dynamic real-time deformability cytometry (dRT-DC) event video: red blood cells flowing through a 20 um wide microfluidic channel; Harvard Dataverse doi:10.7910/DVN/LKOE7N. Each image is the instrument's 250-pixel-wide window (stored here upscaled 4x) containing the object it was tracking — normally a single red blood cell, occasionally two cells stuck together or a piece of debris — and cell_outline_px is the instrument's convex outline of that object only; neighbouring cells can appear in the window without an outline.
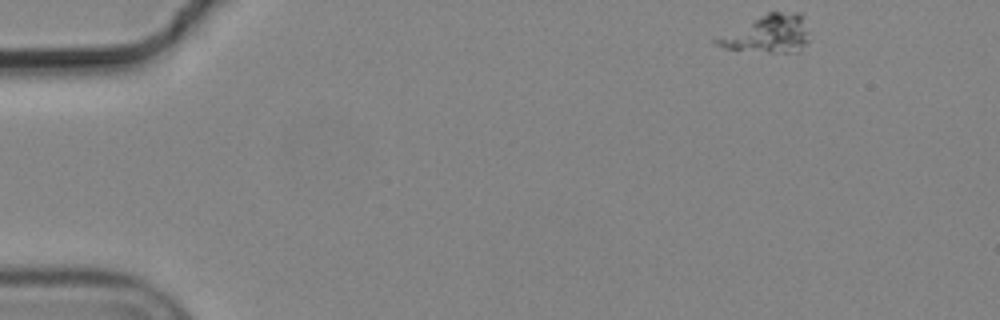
{"species": "common noctule bat (a hibernating species)", "species_latin": "Nyctalus noctula", "temperature_condition": "cold", "stored_images_in_passage": 53, "camera_frame_rate_fps": 3000, "um_per_image_px": 0.085, "animal": {"sex": "male", "body_mass_g": 19.2, "forearm_length_mm": 51.8}, "frame": {"image": 1, "passage_image": 1, "time_ms": 0.0, "image_size_px": [1000, 320], "cell_outline_px": [[808, 40], [800, 52], [768, 52], [724, 48], [716, 44], [712, 40], [768, 12], [804, 12]], "centroid_in_image_um": [65.33, 2.88], "position_along_channel_um": 19.7, "area_um2": 20.06}}
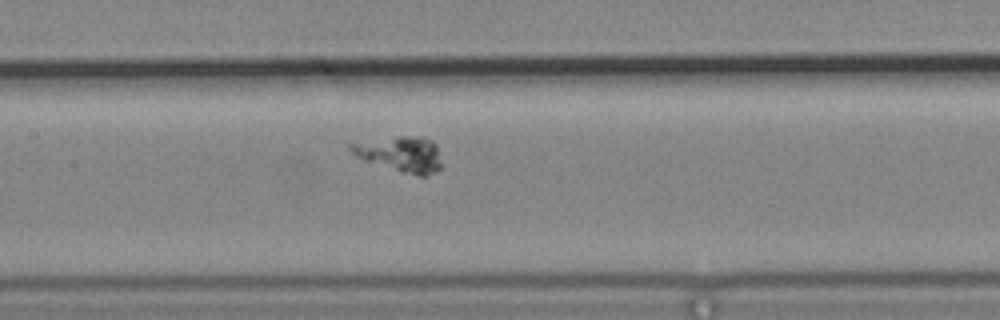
{"frame": {"image": 2, "passage_image": 23, "time_ms": 7.333, "image_size_px": [1000, 320], "cell_outline_px": [[440, 168], [436, 172], [428, 176], [420, 176], [400, 172], [364, 160], [356, 156], [348, 148], [348, 144], [400, 136], [420, 136], [432, 140], [436, 144], [440, 164]], "centroid_in_image_um": [34.07, 13.11], "position_along_channel_um": 173.3, "area_um2": 18.61}}
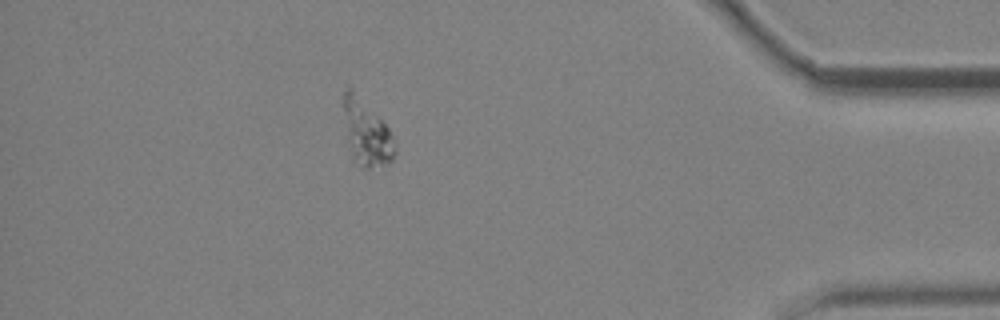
{"frame": {"image": 3, "passage_image": 46, "time_ms": 15.0, "image_size_px": [1000, 320], "cell_outline_px": [[396, 152], [392, 160], [368, 168], [364, 168], [356, 164], [352, 160], [348, 152], [344, 136], [344, 92], [348, 84], [352, 88], [388, 128], [396, 140]], "centroid_in_image_um": [31.1, 11.32], "position_along_channel_um": 404.1, "area_um2": 19.88}}